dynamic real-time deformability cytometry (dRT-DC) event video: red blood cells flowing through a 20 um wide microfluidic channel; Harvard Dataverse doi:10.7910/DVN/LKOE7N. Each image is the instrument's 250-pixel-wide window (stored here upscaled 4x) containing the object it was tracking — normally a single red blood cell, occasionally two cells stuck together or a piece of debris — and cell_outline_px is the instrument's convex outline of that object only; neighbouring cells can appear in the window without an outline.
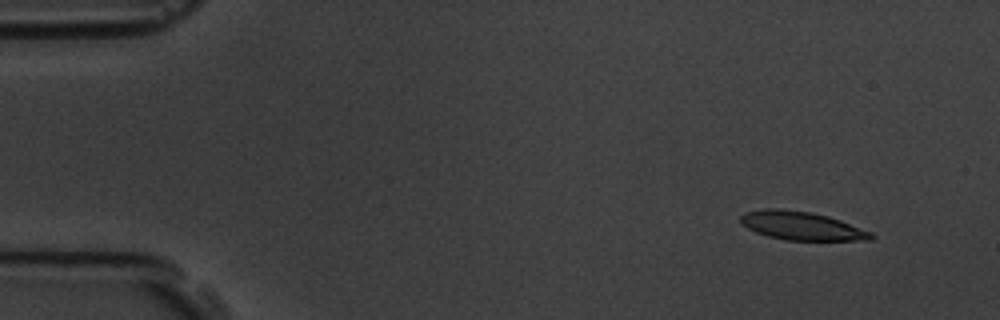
{"species": "common noctule bat (a hibernating species)", "species_latin": "Nyctalus noctula", "temperature_condition": "room temperature", "stored_images_in_passage": 4, "camera_frame_rate_fps": 3000, "um_per_image_px": 0.085, "animal": {"sex": "male", "body_mass_g": 19.5, "forearm_length_mm": 54.6}, "frame": {"image": 1, "passage_image": 1, "time_ms": 0.0, "image_size_px": [1000, 320], "cell_outline_px": [[876, 236], [872, 240], [784, 240], [768, 236], [756, 232], [740, 224], [740, 216], [744, 212], [764, 208], [776, 208], [812, 212], [828, 216], [840, 220], [872, 232]], "centroid_in_image_um": [68.12, 19.19], "position_along_channel_um": 16.9, "area_um2": 21.79}}
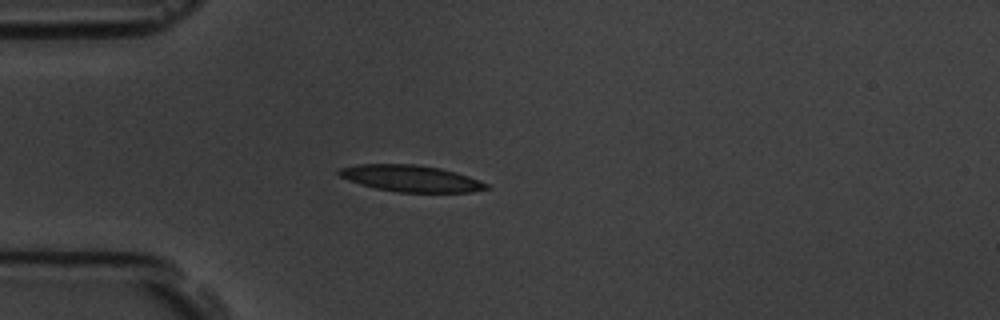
{"frame": {"image": 2, "passage_image": 3, "time_ms": 3.333, "image_size_px": [1000, 320], "cell_outline_px": [[492, 188], [472, 192], [400, 192], [376, 188], [360, 184], [348, 180], [340, 176], [336, 172], [340, 168], [356, 164], [416, 164], [440, 168], [456, 172], [480, 180], [488, 184]], "centroid_in_image_um": [34.94, 15.16], "position_along_channel_um": 50.1, "area_um2": 22.83}}